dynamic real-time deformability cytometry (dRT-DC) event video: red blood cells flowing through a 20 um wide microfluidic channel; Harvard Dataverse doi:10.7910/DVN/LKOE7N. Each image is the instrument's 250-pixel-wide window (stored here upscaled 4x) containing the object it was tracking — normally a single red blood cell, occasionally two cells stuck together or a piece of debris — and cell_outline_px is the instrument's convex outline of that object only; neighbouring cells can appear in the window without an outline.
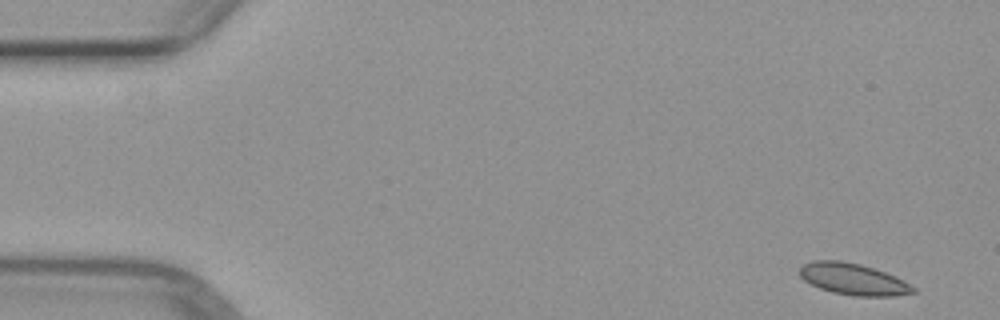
{"species": "common noctule bat (a hibernating species)", "species_latin": "Nyctalus noctula", "temperature_condition": "warm", "stored_images_in_passage": 4, "camera_frame_rate_fps": 3000, "um_per_image_px": 0.085, "animal": {"sex": "female", "body_mass_g": 29.2, "forearm_length_mm": 56.3}, "frame": {"image": 1, "passage_image": 1, "time_ms": 0.0, "image_size_px": [1000, 320], "cell_outline_px": [[916, 292], [892, 296], [856, 296], [832, 292], [820, 288], [804, 280], [800, 276], [800, 268], [804, 264], [812, 260], [840, 260], [860, 264], [896, 276], [904, 280], [916, 288]], "centroid_in_image_um": [72.53, 23.72], "position_along_channel_um": 12.5, "area_um2": 20.75}}
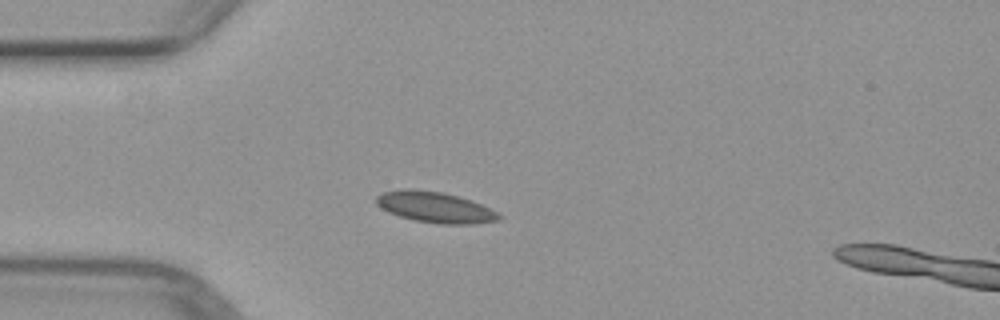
{"frame": {"image": 2, "passage_image": 4, "time_ms": 3.667, "image_size_px": [1000, 320], "cell_outline_px": [[504, 216], [500, 220], [476, 224], [440, 224], [416, 220], [400, 216], [388, 212], [380, 208], [376, 204], [376, 196], [380, 192], [404, 188], [412, 188], [444, 192], [460, 196], [472, 200]], "centroid_in_image_um": [36.97, 17.6], "position_along_channel_um": 48.0, "area_um2": 22.37}}